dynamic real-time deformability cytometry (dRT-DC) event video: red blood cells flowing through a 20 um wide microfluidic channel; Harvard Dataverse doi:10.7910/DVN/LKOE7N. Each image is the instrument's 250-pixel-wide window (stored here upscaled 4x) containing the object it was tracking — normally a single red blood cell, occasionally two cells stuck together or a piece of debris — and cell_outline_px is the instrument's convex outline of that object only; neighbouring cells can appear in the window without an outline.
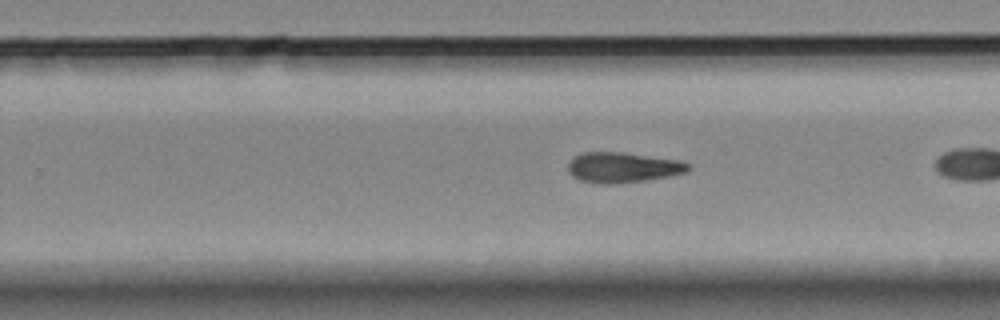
{"species": "Egyptian fruit bat (a non-hibernating species)", "species_latin": "Rousettus aegyptiacus", "temperature_condition": "room temperature", "stored_images_in_passage": 32, "camera_frame_rate_fps": 3000, "um_per_image_px": 0.085, "animal": {"sex": "female"}, "frame": {"image": 1, "passage_image": 18, "time_ms": 5.667, "image_size_px": [1000, 320], "cell_outline_px": [[692, 168], [684, 172], [668, 176], [644, 180], [604, 184], [580, 180], [572, 176], [568, 172], [568, 160], [580, 152], [624, 152], [680, 160], [688, 164]], "centroid_in_image_um": [52.89, 14.21], "position_along_channel_um": 276.9, "area_um2": 21.15}}